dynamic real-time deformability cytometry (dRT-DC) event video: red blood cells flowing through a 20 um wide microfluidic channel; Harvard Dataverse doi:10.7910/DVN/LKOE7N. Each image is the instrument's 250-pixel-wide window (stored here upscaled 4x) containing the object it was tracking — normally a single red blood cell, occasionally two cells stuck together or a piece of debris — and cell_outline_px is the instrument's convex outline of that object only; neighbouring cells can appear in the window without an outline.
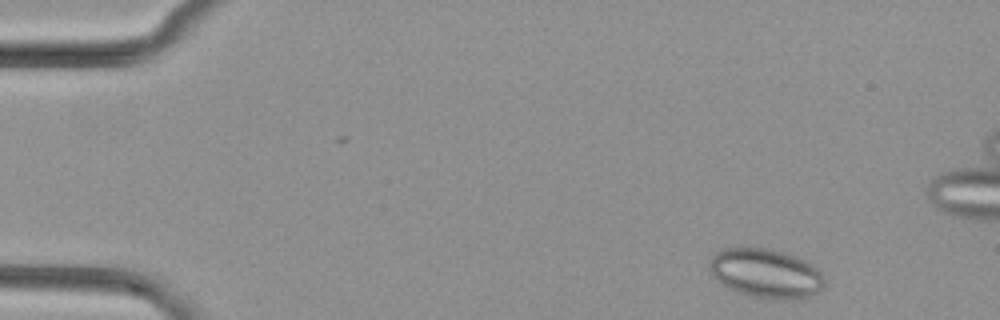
{"species": "common noctule bat (a hibernating species)", "species_latin": "Nyctalus noctula", "temperature_condition": "cold", "stored_images_in_passage": 48, "camera_frame_rate_fps": 3000, "um_per_image_px": 0.085, "animal": {"sex": "female", "body_mass_g": 29.2, "forearm_length_mm": 56.3}, "frame": {"image": 1, "passage_image": 1, "time_ms": 0.0, "image_size_px": [1000, 320], "cell_outline_px": [[828, 284], [816, 292], [808, 296], [784, 300], [780, 300], [752, 296], [736, 292], [728, 288], [716, 280], [712, 276], [708, 268], [708, 264], [712, 256], [720, 248], [772, 248], [796, 256], [820, 268]], "centroid_in_image_um": [65.1, 23.22], "position_along_channel_um": 19.9, "area_um2": 33.52}}
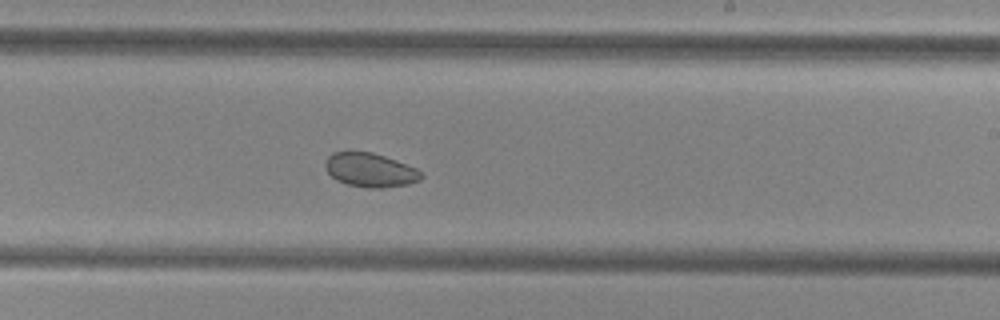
{"frame": {"image": 2, "passage_image": 27, "time_ms": 8.667, "image_size_px": [1000, 320], "cell_outline_px": [[424, 176], [420, 180], [408, 184], [380, 188], [368, 188], [348, 184], [336, 180], [324, 168], [324, 164], [328, 156], [332, 152], [372, 152], [396, 160], [416, 168]], "centroid_in_image_um": [31.45, 14.45], "position_along_channel_um": 257.5, "area_um2": 18.9}}
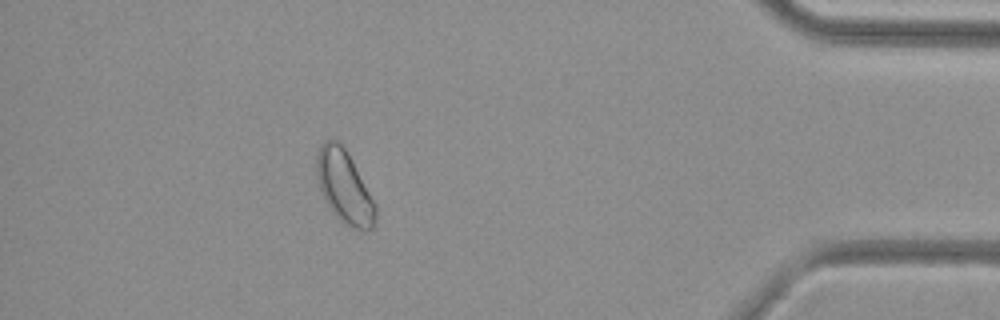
{"frame": {"image": 3, "passage_image": 42, "time_ms": 13.667, "image_size_px": [1000, 320], "cell_outline_px": [[376, 224], [372, 228], [364, 232], [352, 228], [344, 224], [332, 212], [324, 200], [316, 176], [316, 156], [320, 144], [328, 140], [336, 140], [344, 148], [352, 160], [376, 204]], "centroid_in_image_um": [29.27, 15.93], "position_along_channel_um": 405.9, "area_um2": 25.09}}